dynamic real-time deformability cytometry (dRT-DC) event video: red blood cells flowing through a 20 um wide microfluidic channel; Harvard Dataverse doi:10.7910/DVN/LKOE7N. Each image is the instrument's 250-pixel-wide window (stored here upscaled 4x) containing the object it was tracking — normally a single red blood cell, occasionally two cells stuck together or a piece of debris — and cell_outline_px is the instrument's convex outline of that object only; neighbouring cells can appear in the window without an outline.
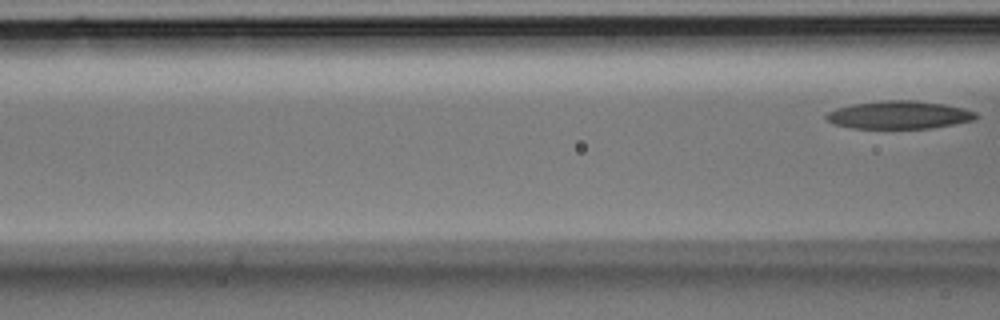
{"species": "Egyptian fruit bat (a non-hibernating species)", "species_latin": "Rousettus aegyptiacus", "temperature_condition": "room temperature", "stored_images_in_passage": 6, "segment_of_instrument_passage": [2, 2], "camera_frame_rate_fps": 3000, "um_per_image_px": 0.085, "animal": {"sex": "male"}, "frame": {"image": 1, "passage_image": 6, "time_ms": 1.667, "image_size_px": [1000, 320], "cell_outline_px": [[980, 116], [976, 120], [928, 128], [852, 128], [836, 124], [828, 120], [824, 116], [828, 112], [836, 108], [852, 104], [884, 100], [916, 100], [944, 104], [964, 108], [976, 112]], "centroid_in_image_um": [76.46, 9.76], "position_along_channel_um": 90.1, "area_um2": 24.33}}